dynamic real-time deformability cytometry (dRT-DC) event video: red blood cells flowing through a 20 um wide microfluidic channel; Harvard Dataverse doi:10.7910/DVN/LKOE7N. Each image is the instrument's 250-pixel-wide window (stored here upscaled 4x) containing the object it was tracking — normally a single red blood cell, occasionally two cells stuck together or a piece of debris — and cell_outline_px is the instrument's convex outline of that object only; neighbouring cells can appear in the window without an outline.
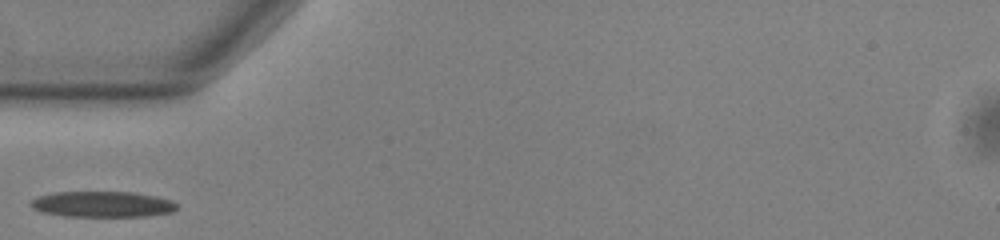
{"species": "common noctule bat (a hibernating species)", "species_latin": "Nyctalus noctula", "temperature_condition": "warm", "stored_images_in_passage": 26, "camera_frame_rate_fps": 3000, "um_per_image_px": 0.085, "animal": {"sex": "male", "body_mass_g": 13.0, "forearm_length_mm": 53.1}, "frame": {"image": 1, "passage_image": 1, "time_ms": 0.0, "image_size_px": [1000, 240], "cell_outline_px": [[176, 208], [172, 212], [148, 216], [64, 216], [40, 212], [32, 208], [28, 204], [32, 200], [40, 196], [52, 192], [132, 192], [156, 196], [172, 200], [176, 204]], "centroid_in_image_um": [8.68, 17.36], "position_along_channel_um": 76.3, "area_um2": 22.02}}
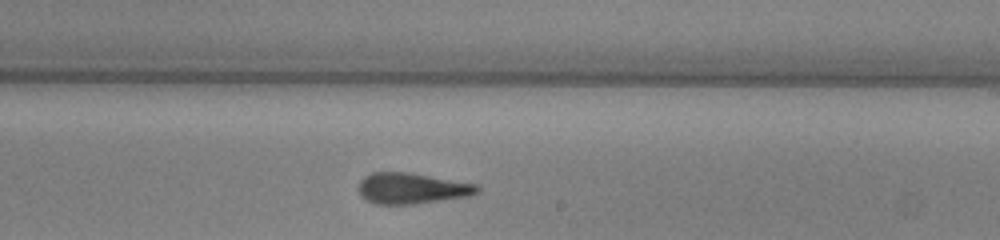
{"frame": {"image": 2, "passage_image": 15, "time_ms": 4.667, "image_size_px": [1000, 240], "cell_outline_px": [[480, 192], [472, 196], [412, 204], [372, 204], [360, 196], [356, 188], [360, 180], [364, 176], [372, 172], [408, 172], [476, 184], [480, 188]], "centroid_in_image_um": [34.96, 16.01], "position_along_channel_um": 254.0, "area_um2": 21.68}}
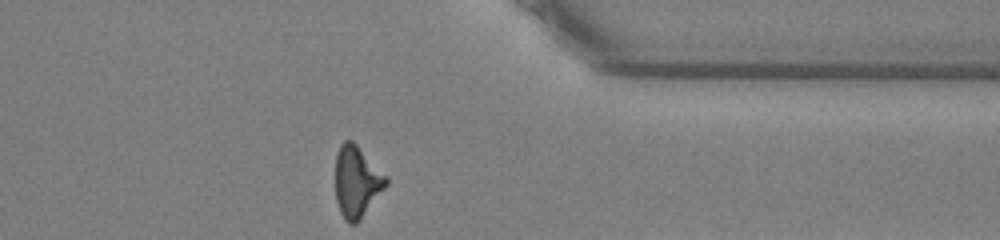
{"frame": {"image": 3, "passage_image": 26, "time_ms": 8.333, "image_size_px": [1000, 240], "cell_outline_px": [[388, 184], [360, 220], [356, 224], [348, 224], [344, 220], [340, 212], [336, 200], [336, 156], [340, 144], [344, 140], [352, 140], [388, 176]], "centroid_in_image_um": [30.33, 15.45], "position_along_channel_um": 381.1, "area_um2": 21.21}}